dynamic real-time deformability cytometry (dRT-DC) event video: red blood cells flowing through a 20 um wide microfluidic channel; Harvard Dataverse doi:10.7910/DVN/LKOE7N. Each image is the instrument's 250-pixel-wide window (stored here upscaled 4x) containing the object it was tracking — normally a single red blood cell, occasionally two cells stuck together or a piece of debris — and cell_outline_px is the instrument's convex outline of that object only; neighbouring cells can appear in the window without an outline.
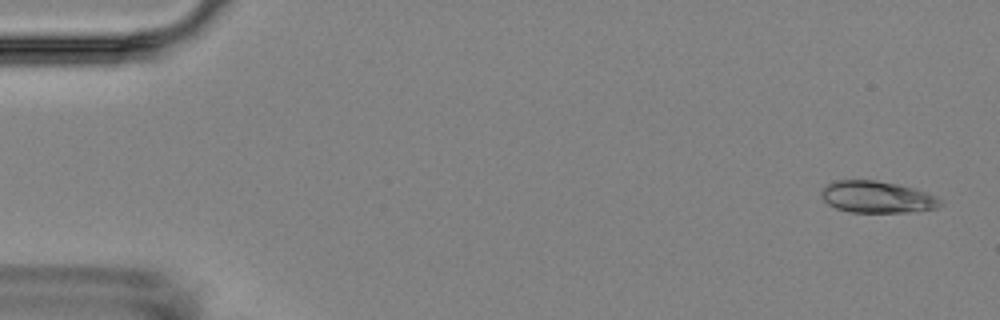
{"species": "Egyptian fruit bat (a non-hibernating species)", "species_latin": "Rousettus aegyptiacus", "temperature_condition": "room temperature", "stored_images_in_passage": 14, "camera_frame_rate_fps": 3000, "um_per_image_px": 0.085, "animal": {"sex": "female"}, "frame": {"image": 1, "passage_image": 1, "time_ms": 0.0, "image_size_px": [1000, 320], "cell_outline_px": [[944, 204], [936, 208], [908, 212], [852, 212], [836, 208], [828, 204], [820, 196], [820, 192], [828, 184], [836, 180], [876, 180], [896, 184], [912, 188], [936, 196], [944, 200]], "centroid_in_image_um": [74.56, 16.75], "position_along_channel_um": 10.4, "area_um2": 21.96}}
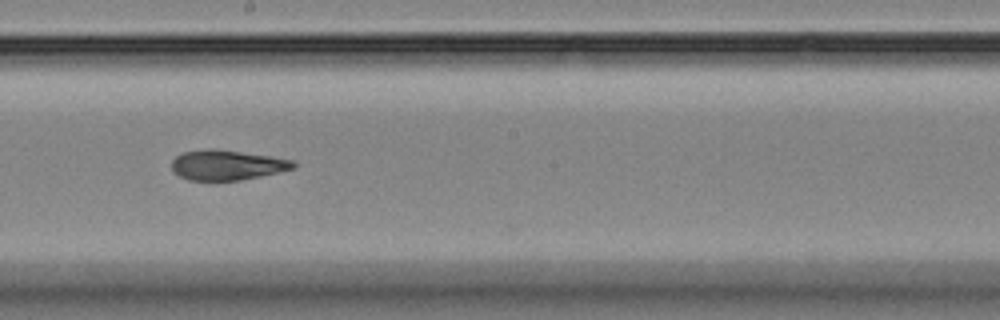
{"frame": {"image": 2, "passage_image": 8, "time_ms": 9.667, "image_size_px": [1000, 320], "cell_outline_px": [[296, 168], [280, 172], [240, 180], [188, 180], [172, 172], [172, 160], [180, 152], [208, 148], [212, 148], [268, 156], [292, 160], [296, 164]], "centroid_in_image_um": [19.25, 14.03], "position_along_channel_um": 228.9, "area_um2": 21.27}}
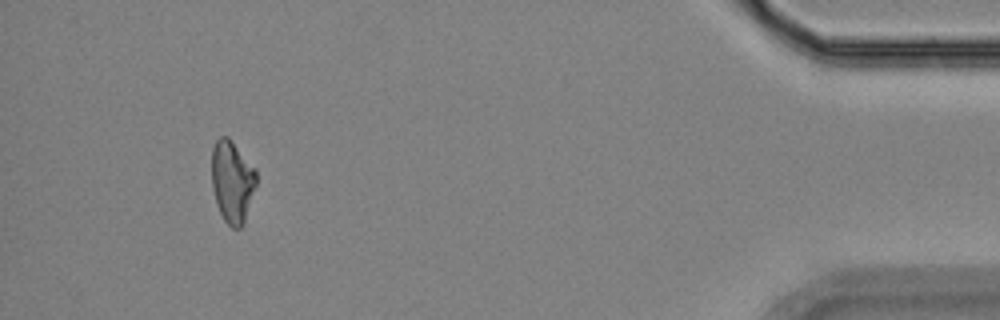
{"frame": {"image": 3, "passage_image": 13, "time_ms": 16.667, "image_size_px": [1000, 320], "cell_outline_px": [[256, 184], [244, 220], [240, 228], [232, 228], [224, 220], [216, 204], [212, 188], [212, 148], [216, 140], [220, 136], [228, 136], [256, 168]], "centroid_in_image_um": [19.72, 15.39], "position_along_channel_um": 415.5, "area_um2": 21.27}, "authors_computed_cell_mechanics": {"area_um2": 21.9062, "velocity_mm_per_s": 3.5816, "shape_relaxation_time_tau1_ms": null, "shape_relaxation_time_tau2_ms": 5.1266, "deformation_change_tau1": null, "deformation_change_tau2": 0.1003}}